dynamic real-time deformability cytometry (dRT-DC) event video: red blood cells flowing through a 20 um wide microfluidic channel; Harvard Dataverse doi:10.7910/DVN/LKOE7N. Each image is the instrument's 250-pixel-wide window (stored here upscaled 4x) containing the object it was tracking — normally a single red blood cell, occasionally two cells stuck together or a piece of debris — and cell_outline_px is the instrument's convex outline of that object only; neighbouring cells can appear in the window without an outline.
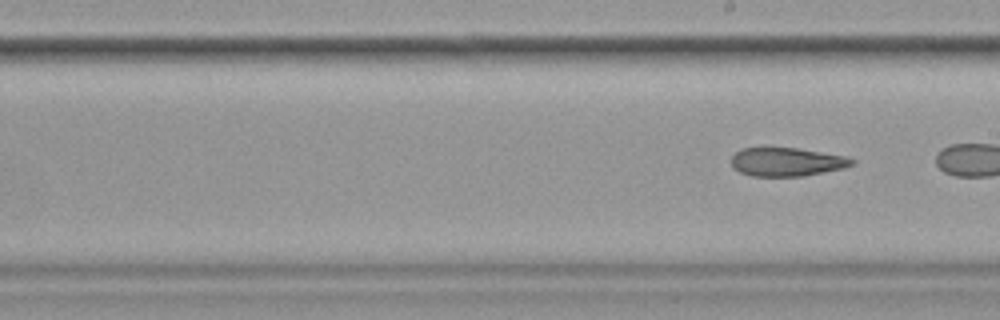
{"species": "common noctule bat (a hibernating species)", "species_latin": "Nyctalus noctula", "temperature_condition": "cold", "stored_images_in_passage": 8, "segment_of_instrument_passage": [2, 2], "camera_frame_rate_fps": 3000, "um_per_image_px": 0.085, "animal": {"sex": "female", "body_mass_g": 19.9}, "frame": {"image": 1, "passage_image": 8, "time_ms": 9.0, "image_size_px": [1000, 320], "cell_outline_px": [[856, 160], [852, 164], [844, 168], [800, 176], [752, 176], [740, 172], [732, 168], [732, 156], [736, 152], [744, 148], [764, 144], [796, 148], [844, 156]], "centroid_in_image_um": [66.78, 13.72], "position_along_channel_um": 222.2, "area_um2": 20.52}}